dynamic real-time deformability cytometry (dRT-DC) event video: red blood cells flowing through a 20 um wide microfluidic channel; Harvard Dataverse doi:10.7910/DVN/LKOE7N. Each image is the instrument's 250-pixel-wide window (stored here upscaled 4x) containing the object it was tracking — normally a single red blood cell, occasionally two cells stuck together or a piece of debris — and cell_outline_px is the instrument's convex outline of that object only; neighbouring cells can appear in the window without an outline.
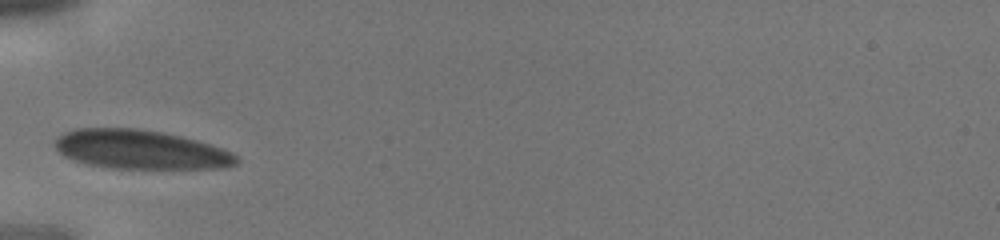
{"species": "human", "species_latin": "Homo sapiens", "temperature_condition": "cold", "stored_images_in_passage": 23, "camera_frame_rate_fps": 3000, "um_per_image_px": 0.085, "donor": {"sex": "male"}, "frame": {"image": 1, "passage_image": 1, "time_ms": 0.0, "image_size_px": [1000, 240], "cell_outline_px": [[240, 160], [236, 164], [224, 168], [112, 168], [88, 164], [72, 160], [64, 156], [56, 148], [56, 140], [64, 132], [76, 128], [136, 128], [164, 132], [196, 140], [232, 152]], "centroid_in_image_um": [11.94, 12.71], "position_along_channel_um": 73.1, "area_um2": 41.1}}
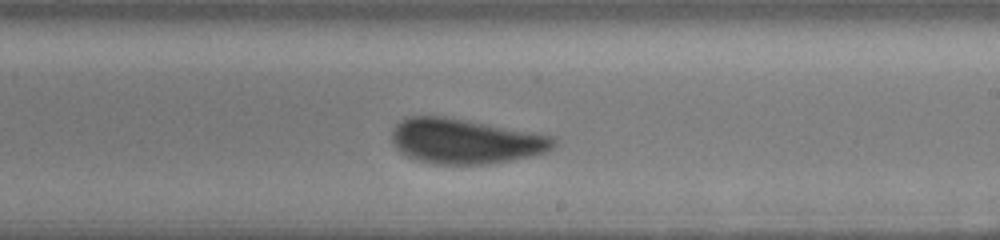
{"frame": {"image": 2, "passage_image": 12, "time_ms": 3.667, "image_size_px": [1000, 240], "cell_outline_px": [[556, 144], [548, 152], [492, 164], [432, 164], [416, 160], [400, 152], [396, 148], [392, 140], [392, 128], [400, 120], [408, 116], [444, 116], [556, 136]], "centroid_in_image_um": [39.55, 12.0], "position_along_channel_um": 249.5, "area_um2": 42.71}}
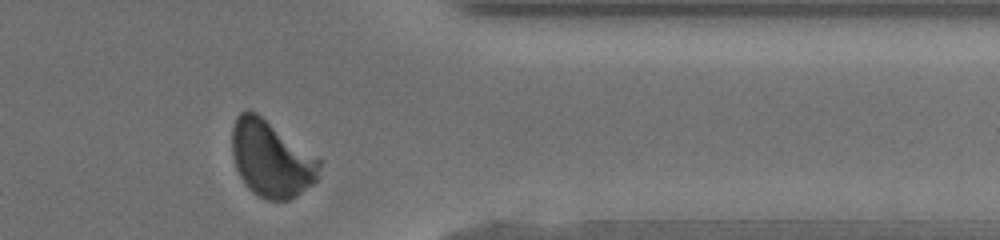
{"frame": {"image": 3, "passage_image": 21, "time_ms": 6.667, "image_size_px": [1000, 240], "cell_outline_px": [[320, 168], [316, 180], [312, 184], [296, 196], [288, 200], [268, 200], [252, 192], [248, 188], [240, 176], [236, 168], [232, 152], [232, 128], [236, 116], [240, 112], [248, 108], [256, 112], [320, 160]], "centroid_in_image_um": [23.01, 13.49], "position_along_channel_um": 388.4, "area_um2": 38.44}}